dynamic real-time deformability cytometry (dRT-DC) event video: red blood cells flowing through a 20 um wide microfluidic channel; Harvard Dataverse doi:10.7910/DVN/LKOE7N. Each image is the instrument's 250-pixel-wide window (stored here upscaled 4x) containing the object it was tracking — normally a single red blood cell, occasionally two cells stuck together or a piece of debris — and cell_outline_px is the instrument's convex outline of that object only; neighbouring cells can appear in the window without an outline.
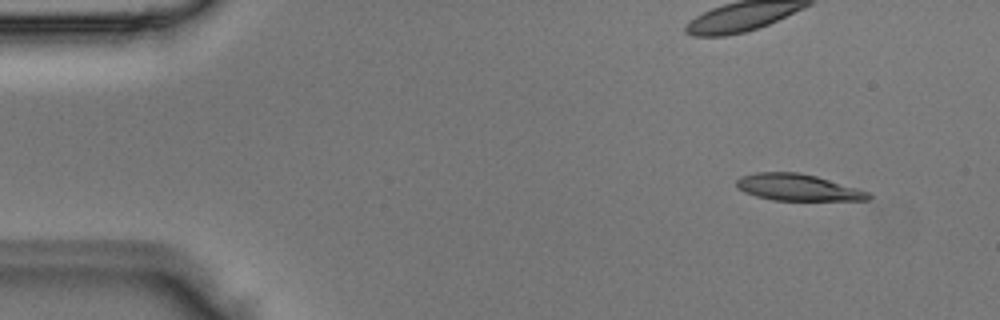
{"species": "Egyptian fruit bat (a non-hibernating species)", "species_latin": "Rousettus aegyptiacus", "temperature_condition": "room temperature", "stored_images_in_passage": 5, "segment_of_instrument_passage": [1, 2], "camera_frame_rate_fps": 3000, "um_per_image_px": 0.085, "animal": {"sex": "male"}, "frame": {"image": 1, "passage_image": 2, "time_ms": 0.333, "image_size_px": [1000, 320], "cell_outline_px": [[872, 196], [868, 200], [772, 200], [756, 196], [744, 192], [736, 188], [736, 180], [740, 176], [756, 172], [800, 172], [816, 176], [856, 188], [868, 192]], "centroid_in_image_um": [67.75, 15.92], "position_along_channel_um": 17.3, "area_um2": 20.4}}